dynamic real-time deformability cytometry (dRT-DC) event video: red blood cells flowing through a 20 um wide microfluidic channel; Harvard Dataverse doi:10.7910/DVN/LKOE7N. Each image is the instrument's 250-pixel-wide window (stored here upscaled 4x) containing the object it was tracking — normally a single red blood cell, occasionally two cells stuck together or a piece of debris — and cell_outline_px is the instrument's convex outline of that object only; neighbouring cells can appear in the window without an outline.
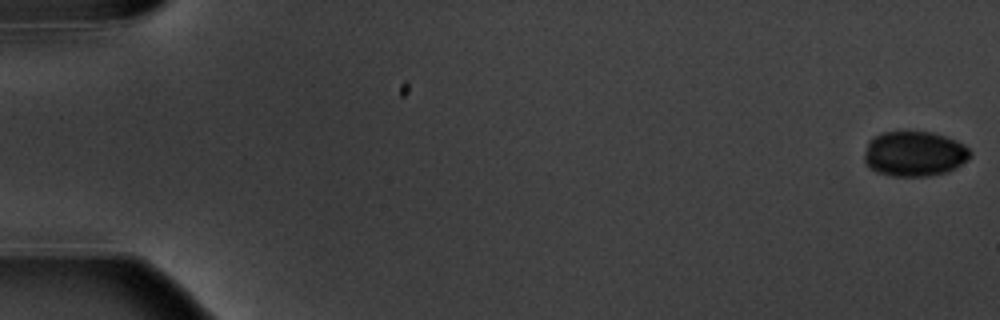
{"species": "common noctule bat (a hibernating species)", "species_latin": "Nyctalus noctula", "temperature_condition": "warm", "stored_images_in_passage": 7, "camera_frame_rate_fps": 3000, "um_per_image_px": 0.085, "animal": {"sex": "male", "body_mass_g": 20.1, "forearm_length_mm": 53.5}, "frame": {"image": 1, "passage_image": 1, "time_ms": 0.0, "image_size_px": [1000, 320], "cell_outline_px": [[972, 156], [968, 160], [956, 168], [948, 172], [928, 176], [892, 176], [876, 172], [864, 160], [864, 152], [868, 140], [880, 132], [932, 132], [956, 140], [964, 144], [972, 152]], "centroid_in_image_um": [77.74, 13.07], "position_along_channel_um": 7.3, "area_um2": 28.09}}
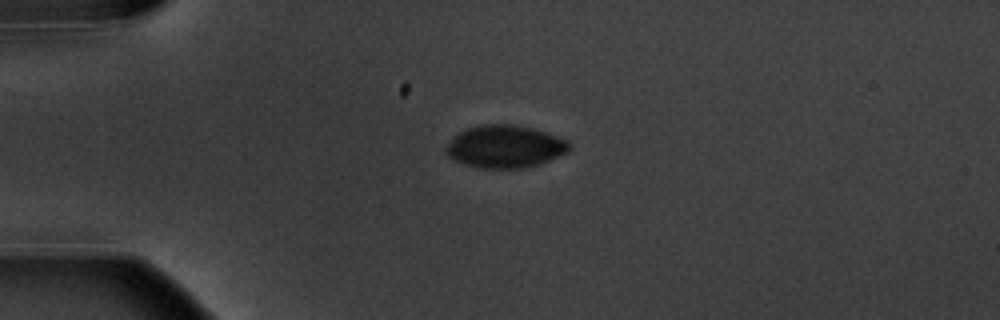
{"frame": {"image": 2, "passage_image": 5, "time_ms": 4.667, "image_size_px": [1000, 320], "cell_outline_px": [[572, 148], [568, 152], [540, 164], [520, 168], [480, 168], [464, 164], [448, 156], [444, 152], [444, 148], [460, 132], [468, 128], [484, 124], [516, 124], [532, 128], [568, 140], [572, 144]], "centroid_in_image_um": [42.96, 12.46], "position_along_channel_um": 42.0, "area_um2": 30.52}}